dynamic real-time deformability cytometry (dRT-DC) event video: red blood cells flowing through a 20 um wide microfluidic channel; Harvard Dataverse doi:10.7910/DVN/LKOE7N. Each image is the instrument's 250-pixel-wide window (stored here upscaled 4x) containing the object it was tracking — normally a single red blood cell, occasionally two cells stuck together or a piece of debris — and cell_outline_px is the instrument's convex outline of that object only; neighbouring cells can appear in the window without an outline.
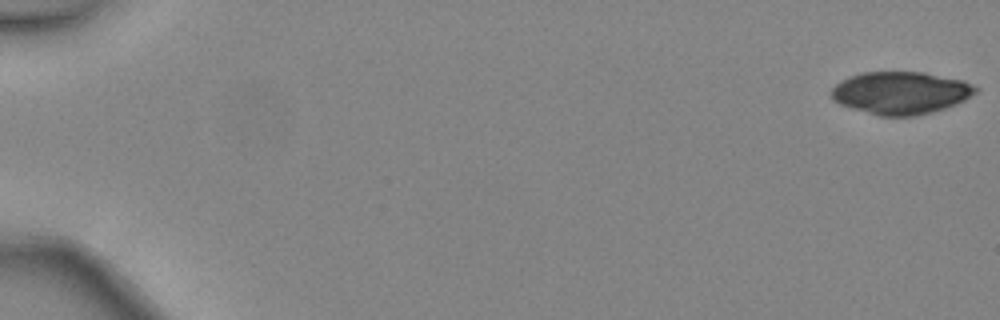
{"species": "common noctule bat (a hibernating species)", "species_latin": "Nyctalus noctula", "temperature_condition": "warm", "stored_images_in_passage": 11, "camera_frame_rate_fps": 3000, "um_per_image_px": 0.085, "animal": {"sex": "female", "body_mass_g": 24.6, "forearm_length_mm": 56.2}, "frame": {"image": 1, "passage_image": 1, "time_ms": 0.0, "image_size_px": [1000, 320], "cell_outline_px": [[980, 88], [976, 92], [964, 100], [956, 104], [932, 112], [912, 116], [880, 116], [840, 104], [832, 100], [832, 88], [840, 80], [848, 76], [864, 72], [924, 72], [964, 80]], "centroid_in_image_um": [76.57, 7.88], "position_along_channel_um": 8.4, "area_um2": 35.72}}